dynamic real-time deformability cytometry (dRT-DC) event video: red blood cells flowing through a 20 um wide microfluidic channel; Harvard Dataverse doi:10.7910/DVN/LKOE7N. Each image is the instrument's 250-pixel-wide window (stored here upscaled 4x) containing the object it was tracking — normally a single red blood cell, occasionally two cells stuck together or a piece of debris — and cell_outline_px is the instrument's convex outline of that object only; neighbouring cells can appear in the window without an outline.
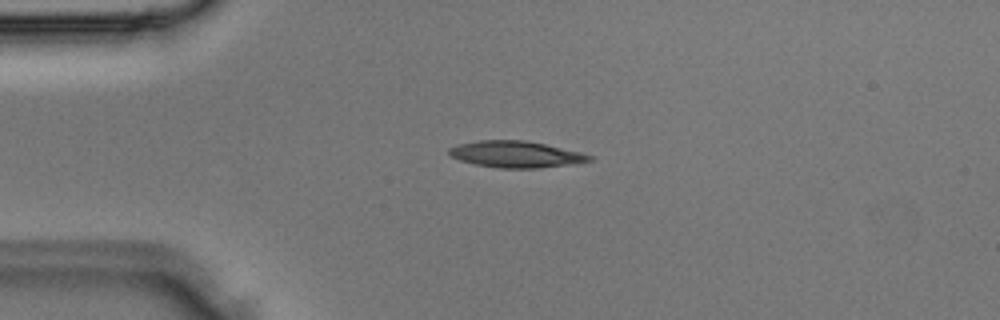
{"species": "Egyptian fruit bat (a non-hibernating species)", "species_latin": "Rousettus aegyptiacus", "temperature_condition": "room temperature", "stored_images_in_passage": 2, "camera_frame_rate_fps": 3000, "um_per_image_px": 0.085, "animal": {"sex": "male"}, "frame": {"image": 1, "passage_image": 1, "time_ms": 0.0, "image_size_px": [1000, 320], "cell_outline_px": [[596, 156], [592, 160], [576, 164], [540, 168], [500, 168], [476, 164], [460, 160], [452, 156], [448, 152], [448, 148], [456, 144], [480, 140], [524, 140], [544, 144], [580, 152]], "centroid_in_image_um": [43.88, 13.12], "position_along_channel_um": 41.1, "area_um2": 21.73}}